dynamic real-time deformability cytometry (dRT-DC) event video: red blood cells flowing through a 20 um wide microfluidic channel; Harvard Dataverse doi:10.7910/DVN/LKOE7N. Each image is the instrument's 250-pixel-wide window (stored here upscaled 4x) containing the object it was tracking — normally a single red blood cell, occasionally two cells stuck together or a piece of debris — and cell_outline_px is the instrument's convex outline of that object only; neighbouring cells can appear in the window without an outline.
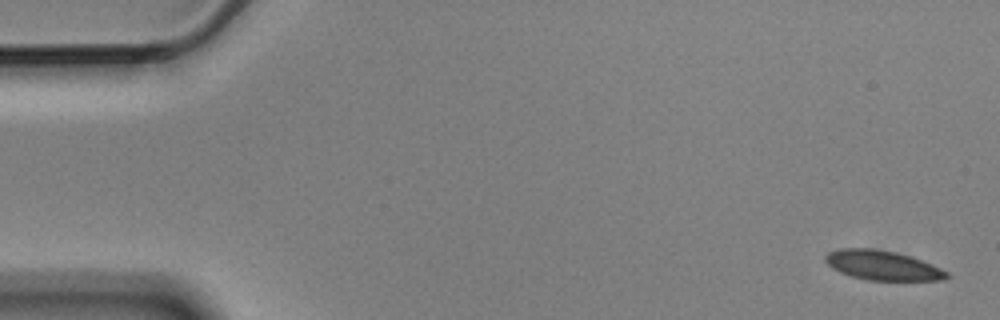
{"species": "Egyptian fruit bat (a non-hibernating species)", "species_latin": "Rousettus aegyptiacus", "temperature_condition": "cold", "stored_images_in_passage": 6, "segment_of_instrument_passage": [1, 2], "camera_frame_rate_fps": 3000, "um_per_image_px": 0.085, "animal": {"sex": "male"}, "frame": {"image": 1, "passage_image": 1, "time_ms": 0.0, "image_size_px": [1000, 320], "cell_outline_px": [[948, 276], [944, 280], [868, 280], [852, 276], [840, 272], [832, 268], [824, 260], [824, 256], [828, 252], [840, 248], [872, 248], [896, 252], [932, 264], [948, 272]], "centroid_in_image_um": [74.97, 22.55], "position_along_channel_um": 10.0, "area_um2": 20.75}}
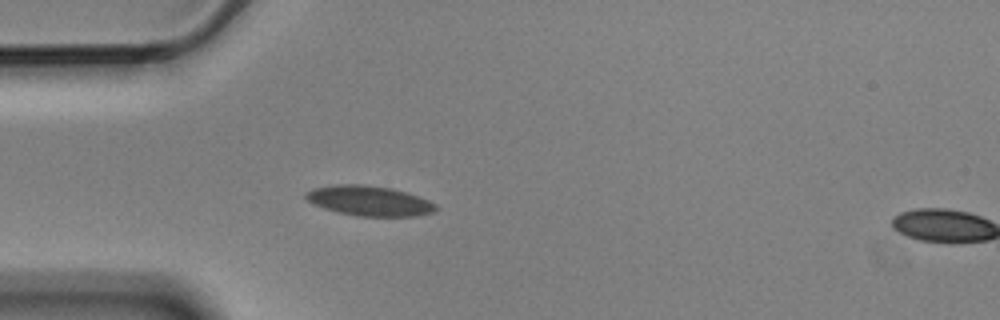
{"frame": {"image": 2, "passage_image": 5, "time_ms": 1.333, "image_size_px": [1000, 320], "cell_outline_px": [[436, 208], [432, 212], [416, 216], [356, 216], [336, 212], [312, 204], [304, 196], [304, 192], [312, 188], [336, 184], [360, 184], [392, 188], [428, 200], [436, 204]], "centroid_in_image_um": [31.31, 17.06], "position_along_channel_um": 53.7, "area_um2": 22.72}}